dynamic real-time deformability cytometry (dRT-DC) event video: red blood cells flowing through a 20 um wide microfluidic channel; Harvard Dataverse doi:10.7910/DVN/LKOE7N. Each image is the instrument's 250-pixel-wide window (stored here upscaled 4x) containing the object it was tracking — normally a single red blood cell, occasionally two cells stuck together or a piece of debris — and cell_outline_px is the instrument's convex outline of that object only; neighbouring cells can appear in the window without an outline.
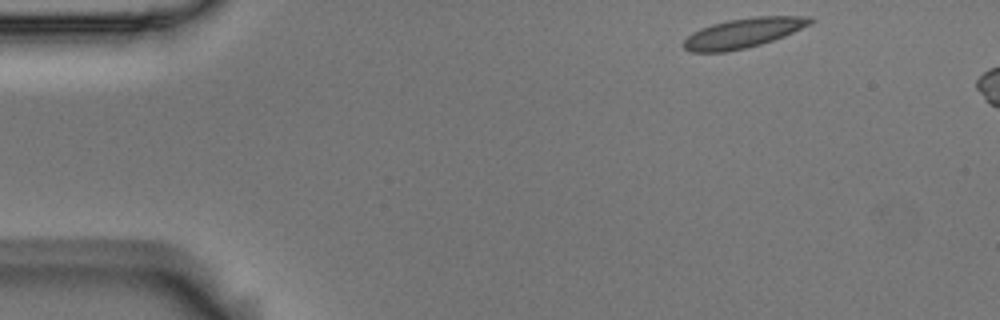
{"species": "Egyptian fruit bat (a non-hibernating species)", "species_latin": "Rousettus aegyptiacus", "temperature_condition": "room temperature", "stored_images_in_passage": 7, "camera_frame_rate_fps": 3000, "um_per_image_px": 0.085, "animal": {"sex": "male"}, "frame": {"image": 1, "passage_image": 1, "time_ms": 0.0, "image_size_px": [1000, 320], "cell_outline_px": [[816, 20], [812, 24], [784, 36], [748, 48], [724, 52], [692, 52], [684, 48], [684, 40], [692, 32], [700, 28], [712, 24], [728, 20], [756, 16], [812, 16]], "centroid_in_image_um": [63.22, 2.79], "position_along_channel_um": 21.8, "area_um2": 21.96}}